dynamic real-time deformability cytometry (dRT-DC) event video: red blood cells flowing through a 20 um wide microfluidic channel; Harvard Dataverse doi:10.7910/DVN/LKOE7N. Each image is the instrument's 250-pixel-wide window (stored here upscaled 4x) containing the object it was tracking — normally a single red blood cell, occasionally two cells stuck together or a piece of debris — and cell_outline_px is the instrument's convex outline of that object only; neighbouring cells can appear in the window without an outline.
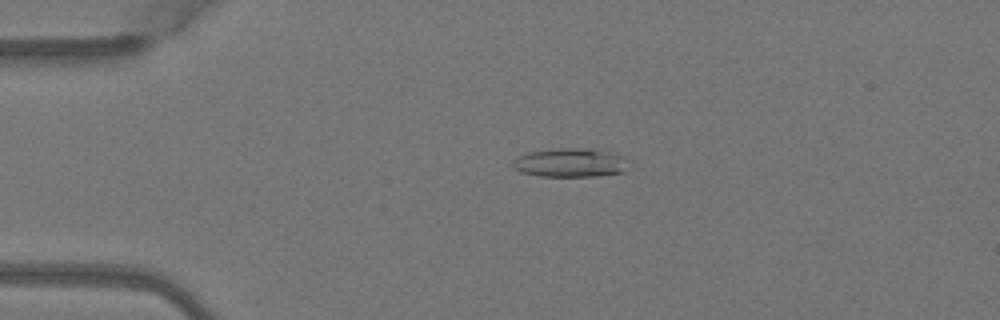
{"species": "Egyptian fruit bat (a non-hibernating species)", "species_latin": "Rousettus aegyptiacus", "temperature_condition": "warm", "stored_images_in_passage": 4, "camera_frame_rate_fps": 3000, "um_per_image_px": 0.085, "animal": {"sex": "female"}, "frame": {"image": 1, "passage_image": 3, "time_ms": 0.667, "image_size_px": [1000, 320], "cell_outline_px": [[628, 160], [624, 172], [596, 176], [540, 176], [520, 172], [512, 168], [512, 160], [528, 152], [552, 148], [576, 148], [608, 152], [624, 156]], "centroid_in_image_um": [48.43, 13.83], "position_along_channel_um": 36.6, "area_um2": 19.42}}